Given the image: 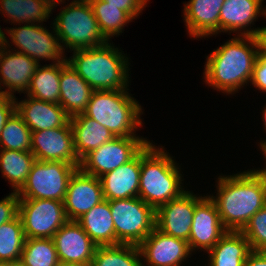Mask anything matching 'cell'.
<instances>
[{"label": "cell", "instance_id": "cell-27", "mask_svg": "<svg viewBox=\"0 0 266 266\" xmlns=\"http://www.w3.org/2000/svg\"><path fill=\"white\" fill-rule=\"evenodd\" d=\"M61 63L37 66L31 78L27 96L59 104Z\"/></svg>", "mask_w": 266, "mask_h": 266}, {"label": "cell", "instance_id": "cell-46", "mask_svg": "<svg viewBox=\"0 0 266 266\" xmlns=\"http://www.w3.org/2000/svg\"><path fill=\"white\" fill-rule=\"evenodd\" d=\"M46 1L50 3L52 7H54L56 3L63 2L62 0H46Z\"/></svg>", "mask_w": 266, "mask_h": 266}, {"label": "cell", "instance_id": "cell-36", "mask_svg": "<svg viewBox=\"0 0 266 266\" xmlns=\"http://www.w3.org/2000/svg\"><path fill=\"white\" fill-rule=\"evenodd\" d=\"M19 196L14 192L0 200V225L13 220L18 215Z\"/></svg>", "mask_w": 266, "mask_h": 266}, {"label": "cell", "instance_id": "cell-34", "mask_svg": "<svg viewBox=\"0 0 266 266\" xmlns=\"http://www.w3.org/2000/svg\"><path fill=\"white\" fill-rule=\"evenodd\" d=\"M26 266H55L59 260L52 238H26L20 259Z\"/></svg>", "mask_w": 266, "mask_h": 266}, {"label": "cell", "instance_id": "cell-16", "mask_svg": "<svg viewBox=\"0 0 266 266\" xmlns=\"http://www.w3.org/2000/svg\"><path fill=\"white\" fill-rule=\"evenodd\" d=\"M228 230L220 220L214 201L204 196L195 207L188 244L195 248L210 251Z\"/></svg>", "mask_w": 266, "mask_h": 266}, {"label": "cell", "instance_id": "cell-25", "mask_svg": "<svg viewBox=\"0 0 266 266\" xmlns=\"http://www.w3.org/2000/svg\"><path fill=\"white\" fill-rule=\"evenodd\" d=\"M77 222L97 246L116 245L114 221L109 200H103Z\"/></svg>", "mask_w": 266, "mask_h": 266}, {"label": "cell", "instance_id": "cell-19", "mask_svg": "<svg viewBox=\"0 0 266 266\" xmlns=\"http://www.w3.org/2000/svg\"><path fill=\"white\" fill-rule=\"evenodd\" d=\"M141 151L129 162L100 177L104 200L138 197Z\"/></svg>", "mask_w": 266, "mask_h": 266}, {"label": "cell", "instance_id": "cell-2", "mask_svg": "<svg viewBox=\"0 0 266 266\" xmlns=\"http://www.w3.org/2000/svg\"><path fill=\"white\" fill-rule=\"evenodd\" d=\"M218 193L210 198L228 231H241L266 205V181L255 170L218 178Z\"/></svg>", "mask_w": 266, "mask_h": 266}, {"label": "cell", "instance_id": "cell-40", "mask_svg": "<svg viewBox=\"0 0 266 266\" xmlns=\"http://www.w3.org/2000/svg\"><path fill=\"white\" fill-rule=\"evenodd\" d=\"M243 266H266V251H252Z\"/></svg>", "mask_w": 266, "mask_h": 266}, {"label": "cell", "instance_id": "cell-33", "mask_svg": "<svg viewBox=\"0 0 266 266\" xmlns=\"http://www.w3.org/2000/svg\"><path fill=\"white\" fill-rule=\"evenodd\" d=\"M32 131L15 111L0 132L1 149L30 151Z\"/></svg>", "mask_w": 266, "mask_h": 266}, {"label": "cell", "instance_id": "cell-17", "mask_svg": "<svg viewBox=\"0 0 266 266\" xmlns=\"http://www.w3.org/2000/svg\"><path fill=\"white\" fill-rule=\"evenodd\" d=\"M138 247L148 266H180L191 254L187 241L164 234L156 227Z\"/></svg>", "mask_w": 266, "mask_h": 266}, {"label": "cell", "instance_id": "cell-43", "mask_svg": "<svg viewBox=\"0 0 266 266\" xmlns=\"http://www.w3.org/2000/svg\"><path fill=\"white\" fill-rule=\"evenodd\" d=\"M55 266H79V265L59 261Z\"/></svg>", "mask_w": 266, "mask_h": 266}, {"label": "cell", "instance_id": "cell-38", "mask_svg": "<svg viewBox=\"0 0 266 266\" xmlns=\"http://www.w3.org/2000/svg\"><path fill=\"white\" fill-rule=\"evenodd\" d=\"M107 5L116 6L118 9H121L127 12L133 19L136 16H139L140 12L145 7L148 0H103Z\"/></svg>", "mask_w": 266, "mask_h": 266}, {"label": "cell", "instance_id": "cell-29", "mask_svg": "<svg viewBox=\"0 0 266 266\" xmlns=\"http://www.w3.org/2000/svg\"><path fill=\"white\" fill-rule=\"evenodd\" d=\"M1 11L13 23H35L43 22L48 19L53 9L52 5L46 0H0Z\"/></svg>", "mask_w": 266, "mask_h": 266}, {"label": "cell", "instance_id": "cell-10", "mask_svg": "<svg viewBox=\"0 0 266 266\" xmlns=\"http://www.w3.org/2000/svg\"><path fill=\"white\" fill-rule=\"evenodd\" d=\"M150 141L140 137H115L88 153L80 161V169L100 178L132 160Z\"/></svg>", "mask_w": 266, "mask_h": 266}, {"label": "cell", "instance_id": "cell-6", "mask_svg": "<svg viewBox=\"0 0 266 266\" xmlns=\"http://www.w3.org/2000/svg\"><path fill=\"white\" fill-rule=\"evenodd\" d=\"M60 42L71 50L97 47L108 42L102 35L88 0H74L53 23Z\"/></svg>", "mask_w": 266, "mask_h": 266}, {"label": "cell", "instance_id": "cell-35", "mask_svg": "<svg viewBox=\"0 0 266 266\" xmlns=\"http://www.w3.org/2000/svg\"><path fill=\"white\" fill-rule=\"evenodd\" d=\"M240 232L249 241L252 251H266V205L250 218Z\"/></svg>", "mask_w": 266, "mask_h": 266}, {"label": "cell", "instance_id": "cell-45", "mask_svg": "<svg viewBox=\"0 0 266 266\" xmlns=\"http://www.w3.org/2000/svg\"><path fill=\"white\" fill-rule=\"evenodd\" d=\"M263 118H264V126H265V128H266V107H264V111H263ZM266 130V129H265ZM264 144H266V141L264 142H261V146H263Z\"/></svg>", "mask_w": 266, "mask_h": 266}, {"label": "cell", "instance_id": "cell-30", "mask_svg": "<svg viewBox=\"0 0 266 266\" xmlns=\"http://www.w3.org/2000/svg\"><path fill=\"white\" fill-rule=\"evenodd\" d=\"M139 247L130 244L97 246L91 266H142Z\"/></svg>", "mask_w": 266, "mask_h": 266}, {"label": "cell", "instance_id": "cell-15", "mask_svg": "<svg viewBox=\"0 0 266 266\" xmlns=\"http://www.w3.org/2000/svg\"><path fill=\"white\" fill-rule=\"evenodd\" d=\"M58 260L91 266L97 245L77 221H67L53 236Z\"/></svg>", "mask_w": 266, "mask_h": 266}, {"label": "cell", "instance_id": "cell-42", "mask_svg": "<svg viewBox=\"0 0 266 266\" xmlns=\"http://www.w3.org/2000/svg\"><path fill=\"white\" fill-rule=\"evenodd\" d=\"M262 148V151L265 155V158H266V144H264L263 146H261ZM262 177L263 179L266 181V168H264L263 170H256Z\"/></svg>", "mask_w": 266, "mask_h": 266}, {"label": "cell", "instance_id": "cell-37", "mask_svg": "<svg viewBox=\"0 0 266 266\" xmlns=\"http://www.w3.org/2000/svg\"><path fill=\"white\" fill-rule=\"evenodd\" d=\"M251 82L254 87L266 92V52L263 49L256 58Z\"/></svg>", "mask_w": 266, "mask_h": 266}, {"label": "cell", "instance_id": "cell-26", "mask_svg": "<svg viewBox=\"0 0 266 266\" xmlns=\"http://www.w3.org/2000/svg\"><path fill=\"white\" fill-rule=\"evenodd\" d=\"M262 1L225 0L219 16V32L245 30L244 28L251 25L257 15H266V10L261 9Z\"/></svg>", "mask_w": 266, "mask_h": 266}, {"label": "cell", "instance_id": "cell-13", "mask_svg": "<svg viewBox=\"0 0 266 266\" xmlns=\"http://www.w3.org/2000/svg\"><path fill=\"white\" fill-rule=\"evenodd\" d=\"M203 197L184 191L156 209L155 227L164 234L188 242L196 204Z\"/></svg>", "mask_w": 266, "mask_h": 266}, {"label": "cell", "instance_id": "cell-32", "mask_svg": "<svg viewBox=\"0 0 266 266\" xmlns=\"http://www.w3.org/2000/svg\"><path fill=\"white\" fill-rule=\"evenodd\" d=\"M25 235L20 217L0 225V262L12 263L21 259Z\"/></svg>", "mask_w": 266, "mask_h": 266}, {"label": "cell", "instance_id": "cell-28", "mask_svg": "<svg viewBox=\"0 0 266 266\" xmlns=\"http://www.w3.org/2000/svg\"><path fill=\"white\" fill-rule=\"evenodd\" d=\"M35 161L30 151L0 150L1 173L10 181L14 192H18L26 183Z\"/></svg>", "mask_w": 266, "mask_h": 266}, {"label": "cell", "instance_id": "cell-1", "mask_svg": "<svg viewBox=\"0 0 266 266\" xmlns=\"http://www.w3.org/2000/svg\"><path fill=\"white\" fill-rule=\"evenodd\" d=\"M262 30L263 27L247 29L213 51L207 57L205 82L219 91L232 94L251 81L256 58L262 49Z\"/></svg>", "mask_w": 266, "mask_h": 266}, {"label": "cell", "instance_id": "cell-7", "mask_svg": "<svg viewBox=\"0 0 266 266\" xmlns=\"http://www.w3.org/2000/svg\"><path fill=\"white\" fill-rule=\"evenodd\" d=\"M109 205L116 245L139 246L155 228L156 210L139 197L110 200Z\"/></svg>", "mask_w": 266, "mask_h": 266}, {"label": "cell", "instance_id": "cell-41", "mask_svg": "<svg viewBox=\"0 0 266 266\" xmlns=\"http://www.w3.org/2000/svg\"><path fill=\"white\" fill-rule=\"evenodd\" d=\"M260 39H261L262 49L266 52V27H263Z\"/></svg>", "mask_w": 266, "mask_h": 266}, {"label": "cell", "instance_id": "cell-4", "mask_svg": "<svg viewBox=\"0 0 266 266\" xmlns=\"http://www.w3.org/2000/svg\"><path fill=\"white\" fill-rule=\"evenodd\" d=\"M175 164L167 152L155 148L150 142L141 150L138 197L155 210L184 192L180 185L181 174Z\"/></svg>", "mask_w": 266, "mask_h": 266}, {"label": "cell", "instance_id": "cell-5", "mask_svg": "<svg viewBox=\"0 0 266 266\" xmlns=\"http://www.w3.org/2000/svg\"><path fill=\"white\" fill-rule=\"evenodd\" d=\"M123 90L93 91L83 112L110 130L115 137H136L142 107Z\"/></svg>", "mask_w": 266, "mask_h": 266}, {"label": "cell", "instance_id": "cell-11", "mask_svg": "<svg viewBox=\"0 0 266 266\" xmlns=\"http://www.w3.org/2000/svg\"><path fill=\"white\" fill-rule=\"evenodd\" d=\"M12 42L19 48L17 52L24 53L34 59L38 65L40 59L55 60V63L66 62L60 38L48 32L41 25L34 23L7 30Z\"/></svg>", "mask_w": 266, "mask_h": 266}, {"label": "cell", "instance_id": "cell-9", "mask_svg": "<svg viewBox=\"0 0 266 266\" xmlns=\"http://www.w3.org/2000/svg\"><path fill=\"white\" fill-rule=\"evenodd\" d=\"M18 216L25 238H53L68 221L64 202L48 199H19Z\"/></svg>", "mask_w": 266, "mask_h": 266}, {"label": "cell", "instance_id": "cell-22", "mask_svg": "<svg viewBox=\"0 0 266 266\" xmlns=\"http://www.w3.org/2000/svg\"><path fill=\"white\" fill-rule=\"evenodd\" d=\"M225 0H190L184 7L189 35L205 37L219 32V16Z\"/></svg>", "mask_w": 266, "mask_h": 266}, {"label": "cell", "instance_id": "cell-12", "mask_svg": "<svg viewBox=\"0 0 266 266\" xmlns=\"http://www.w3.org/2000/svg\"><path fill=\"white\" fill-rule=\"evenodd\" d=\"M31 152L39 161L65 162L80 167L70 121L62 127L33 131Z\"/></svg>", "mask_w": 266, "mask_h": 266}, {"label": "cell", "instance_id": "cell-39", "mask_svg": "<svg viewBox=\"0 0 266 266\" xmlns=\"http://www.w3.org/2000/svg\"><path fill=\"white\" fill-rule=\"evenodd\" d=\"M15 96L0 95V132L6 121L16 111Z\"/></svg>", "mask_w": 266, "mask_h": 266}, {"label": "cell", "instance_id": "cell-3", "mask_svg": "<svg viewBox=\"0 0 266 266\" xmlns=\"http://www.w3.org/2000/svg\"><path fill=\"white\" fill-rule=\"evenodd\" d=\"M67 62L94 91L123 90L128 86V58L111 43L74 50Z\"/></svg>", "mask_w": 266, "mask_h": 266}, {"label": "cell", "instance_id": "cell-8", "mask_svg": "<svg viewBox=\"0 0 266 266\" xmlns=\"http://www.w3.org/2000/svg\"><path fill=\"white\" fill-rule=\"evenodd\" d=\"M78 168L65 162L36 160L26 183L17 192L19 199H48L64 202L69 180Z\"/></svg>", "mask_w": 266, "mask_h": 266}, {"label": "cell", "instance_id": "cell-20", "mask_svg": "<svg viewBox=\"0 0 266 266\" xmlns=\"http://www.w3.org/2000/svg\"><path fill=\"white\" fill-rule=\"evenodd\" d=\"M27 97L19 103L15 101L16 112L32 132L62 127L70 121L60 104Z\"/></svg>", "mask_w": 266, "mask_h": 266}, {"label": "cell", "instance_id": "cell-14", "mask_svg": "<svg viewBox=\"0 0 266 266\" xmlns=\"http://www.w3.org/2000/svg\"><path fill=\"white\" fill-rule=\"evenodd\" d=\"M103 200L100 178L86 174L78 168L69 180L64 200L67 219L77 221Z\"/></svg>", "mask_w": 266, "mask_h": 266}, {"label": "cell", "instance_id": "cell-48", "mask_svg": "<svg viewBox=\"0 0 266 266\" xmlns=\"http://www.w3.org/2000/svg\"><path fill=\"white\" fill-rule=\"evenodd\" d=\"M3 36H4V33H3V31L1 30V28H0V38H3Z\"/></svg>", "mask_w": 266, "mask_h": 266}, {"label": "cell", "instance_id": "cell-47", "mask_svg": "<svg viewBox=\"0 0 266 266\" xmlns=\"http://www.w3.org/2000/svg\"><path fill=\"white\" fill-rule=\"evenodd\" d=\"M0 266H10V263H8V262H0Z\"/></svg>", "mask_w": 266, "mask_h": 266}, {"label": "cell", "instance_id": "cell-24", "mask_svg": "<svg viewBox=\"0 0 266 266\" xmlns=\"http://www.w3.org/2000/svg\"><path fill=\"white\" fill-rule=\"evenodd\" d=\"M251 252L249 241L240 231H227L208 251L209 266H243Z\"/></svg>", "mask_w": 266, "mask_h": 266}, {"label": "cell", "instance_id": "cell-18", "mask_svg": "<svg viewBox=\"0 0 266 266\" xmlns=\"http://www.w3.org/2000/svg\"><path fill=\"white\" fill-rule=\"evenodd\" d=\"M7 42L4 33L0 47V82L8 88V91H0V94L14 96L13 93L16 91H27L38 63L24 53L16 52V50L13 53L10 50L6 51L7 44H9Z\"/></svg>", "mask_w": 266, "mask_h": 266}, {"label": "cell", "instance_id": "cell-31", "mask_svg": "<svg viewBox=\"0 0 266 266\" xmlns=\"http://www.w3.org/2000/svg\"><path fill=\"white\" fill-rule=\"evenodd\" d=\"M94 16L98 22L103 37L109 41L114 35H119L126 23L133 18L125 11L116 6L107 5L103 0H88Z\"/></svg>", "mask_w": 266, "mask_h": 266}, {"label": "cell", "instance_id": "cell-44", "mask_svg": "<svg viewBox=\"0 0 266 266\" xmlns=\"http://www.w3.org/2000/svg\"><path fill=\"white\" fill-rule=\"evenodd\" d=\"M10 266H26L21 260L10 263Z\"/></svg>", "mask_w": 266, "mask_h": 266}, {"label": "cell", "instance_id": "cell-21", "mask_svg": "<svg viewBox=\"0 0 266 266\" xmlns=\"http://www.w3.org/2000/svg\"><path fill=\"white\" fill-rule=\"evenodd\" d=\"M93 91L67 61L61 62L59 104L70 117L86 110Z\"/></svg>", "mask_w": 266, "mask_h": 266}, {"label": "cell", "instance_id": "cell-23", "mask_svg": "<svg viewBox=\"0 0 266 266\" xmlns=\"http://www.w3.org/2000/svg\"><path fill=\"white\" fill-rule=\"evenodd\" d=\"M70 123L75 151L80 161L91 151L115 138L110 130L84 113L70 117Z\"/></svg>", "mask_w": 266, "mask_h": 266}]
</instances>
